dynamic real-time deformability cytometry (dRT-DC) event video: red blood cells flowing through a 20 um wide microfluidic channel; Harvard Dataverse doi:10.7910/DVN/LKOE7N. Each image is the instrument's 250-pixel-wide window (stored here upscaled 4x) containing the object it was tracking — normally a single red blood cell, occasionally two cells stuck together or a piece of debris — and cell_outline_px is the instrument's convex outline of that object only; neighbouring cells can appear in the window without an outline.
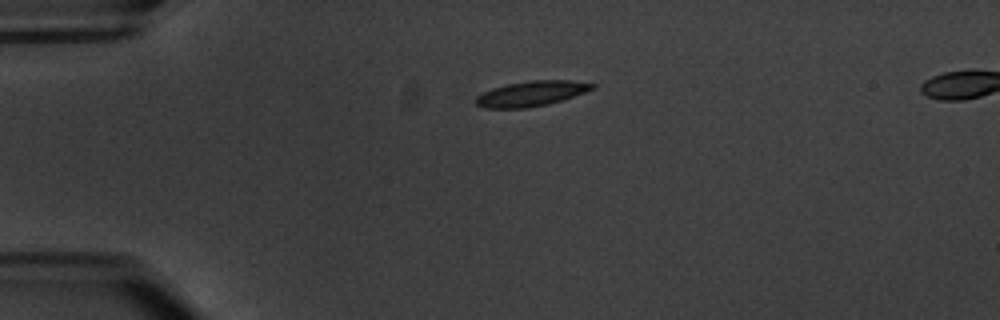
{"species": "common noctule bat (a hibernating species)", "species_latin": "Nyctalus noctula", "temperature_condition": "warm", "stored_images_in_passage": 4, "camera_frame_rate_fps": 3000, "um_per_image_px": 0.085, "animal": {"sex": "male", "body_mass_g": 20.1, "forearm_length_mm": 53.5}, "frame": {"image": 1, "passage_image": 2, "time_ms": 1.0, "image_size_px": [1000, 320], "cell_outline_px": [[596, 88], [548, 104], [524, 108], [484, 108], [476, 104], [476, 96], [492, 88], [508, 84], [532, 80], [568, 80], [596, 84]], "centroid_in_image_um": [45.15, 7.95], "position_along_channel_um": 39.9, "area_um2": 16.82}}